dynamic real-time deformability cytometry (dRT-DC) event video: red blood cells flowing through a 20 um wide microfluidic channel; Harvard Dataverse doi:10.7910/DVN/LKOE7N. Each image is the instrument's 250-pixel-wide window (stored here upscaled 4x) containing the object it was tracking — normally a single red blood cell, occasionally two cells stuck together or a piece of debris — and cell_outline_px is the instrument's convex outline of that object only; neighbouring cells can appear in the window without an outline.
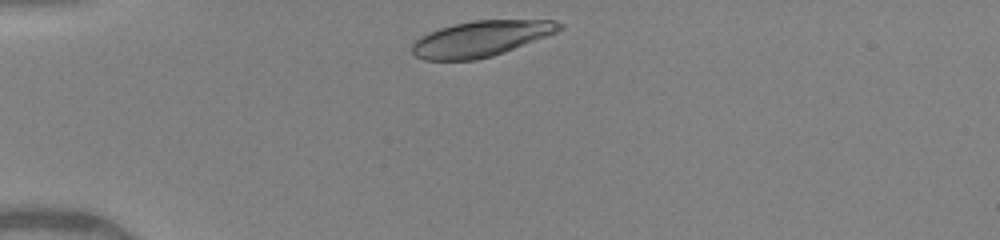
{"species": "human", "species_latin": "Homo sapiens", "temperature_condition": "warm", "stored_images_in_passage": 32, "camera_frame_rate_fps": 3000, "um_per_image_px": 0.085, "donor": {"sex": "female"}, "frame": {"image": 1, "passage_image": 2, "time_ms": 0.333, "image_size_px": [1000, 240], "cell_outline_px": [[564, 28], [556, 32], [504, 52], [492, 56], [476, 60], [424, 60], [416, 56], [412, 52], [412, 44], [420, 36], [428, 32], [452, 24], [472, 20], [556, 20], [564, 24]], "centroid_in_image_um": [40.87, 3.28], "position_along_channel_um": 44.1, "area_um2": 30.63}}
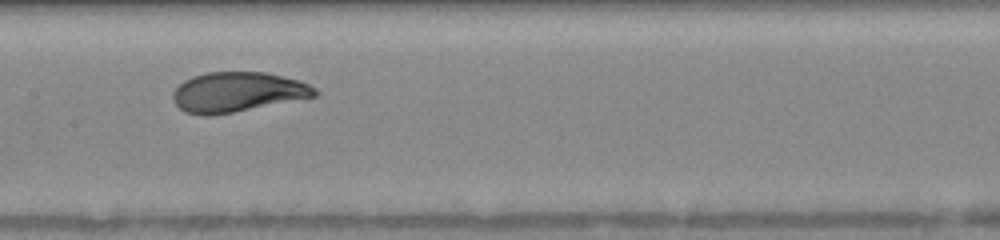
{"frame": {"image": 2, "passage_image": 15, "time_ms": 4.667, "image_size_px": [1000, 240], "cell_outline_px": [[320, 92], [316, 96], [232, 112], [208, 116], [204, 116], [184, 112], [172, 100], [172, 92], [184, 80], [192, 76], [208, 72], [264, 72], [300, 80], [316, 88]], "centroid_in_image_um": [20.17, 7.82], "position_along_channel_um": 187.2, "area_um2": 32.89}}
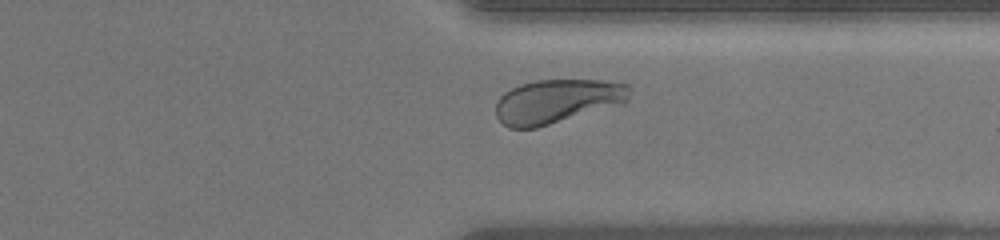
{"frame": {"image": 3, "passage_image": 28, "time_ms": 9.0, "image_size_px": [1000, 240], "cell_outline_px": [[628, 100], [624, 104], [536, 128], [508, 128], [496, 116], [496, 100], [504, 92], [520, 84], [536, 80], [600, 80], [628, 84]], "centroid_in_image_um": [47.34, 8.61], "position_along_channel_um": 364.1, "area_um2": 34.39}, "authors_computed_cell_mechanics": {"area_um2": 33.2928, "velocity_mm_per_s": 4.0867, "shape_relaxation_time_tau1_ms": 3.5344, "shape_relaxation_time_tau2_ms": null, "deformation_change_tau1": 0.2043, "deformation_change_tau2": null}}